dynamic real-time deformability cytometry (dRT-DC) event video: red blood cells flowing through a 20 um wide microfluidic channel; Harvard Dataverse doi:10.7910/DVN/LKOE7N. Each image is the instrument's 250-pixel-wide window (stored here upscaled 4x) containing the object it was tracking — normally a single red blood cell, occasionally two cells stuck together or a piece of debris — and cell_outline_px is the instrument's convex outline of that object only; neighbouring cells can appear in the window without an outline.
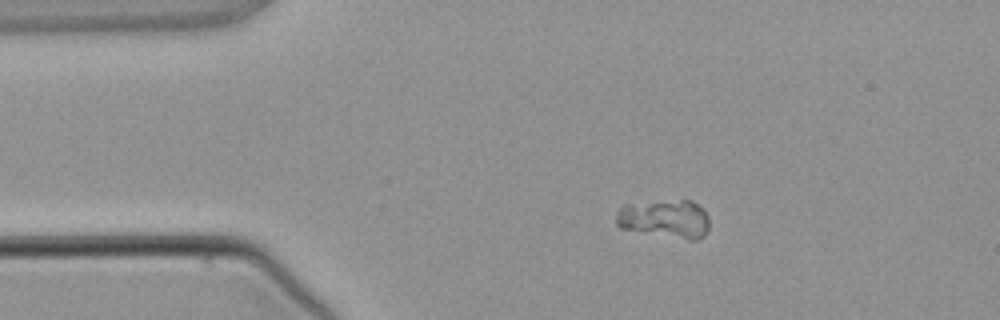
{"species": "common noctule bat (a hibernating species)", "species_latin": "Nyctalus noctula", "temperature_condition": "warm", "stored_images_in_passage": 2, "camera_frame_rate_fps": 3000, "um_per_image_px": 0.085, "animal": {"sex": "male", "body_mass_g": 21.5, "forearm_length_mm": 52.0}, "frame": {"image": 1, "passage_image": 1, "time_ms": 0.0, "image_size_px": [1000, 320], "cell_outline_px": [[708, 232], [704, 236], [696, 240], [688, 240], [620, 228], [616, 224], [616, 212], [624, 204], [680, 200], [692, 200], [704, 208], [708, 216]], "centroid_in_image_um": [56.55, 18.6], "position_along_channel_um": 28.4, "area_um2": 20.98}}